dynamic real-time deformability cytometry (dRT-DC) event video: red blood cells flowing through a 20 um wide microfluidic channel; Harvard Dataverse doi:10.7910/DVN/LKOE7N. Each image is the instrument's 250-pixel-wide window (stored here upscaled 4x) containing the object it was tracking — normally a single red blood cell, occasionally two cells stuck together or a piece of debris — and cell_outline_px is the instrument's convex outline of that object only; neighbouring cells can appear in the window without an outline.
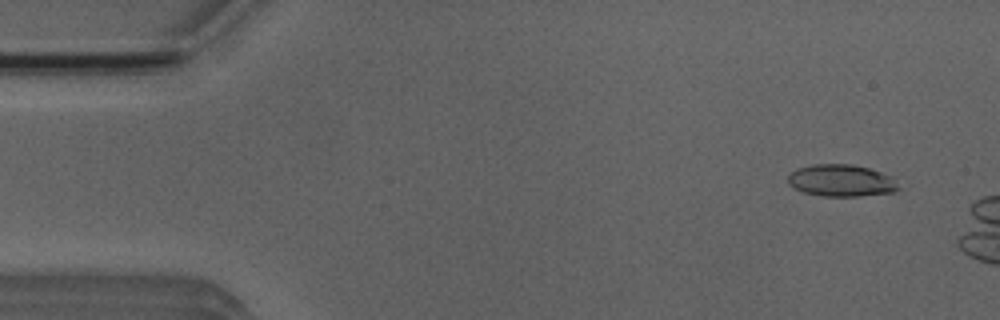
{"species": "Egyptian fruit bat (a non-hibernating species)", "species_latin": "Rousettus aegyptiacus", "temperature_condition": "room temperature", "stored_images_in_passage": 13, "camera_frame_rate_fps": 3000, "um_per_image_px": 0.085, "animal": {"sex": "male"}, "frame": {"image": 1, "passage_image": 4, "time_ms": 1.0, "image_size_px": [1000, 320], "cell_outline_px": [[900, 188], [892, 192], [860, 196], [824, 196], [804, 192], [792, 188], [788, 184], [788, 172], [796, 168], [816, 164], [852, 164], [868, 168], [892, 176]], "centroid_in_image_um": [71.46, 15.34], "position_along_channel_um": 13.5, "area_um2": 20.69}}